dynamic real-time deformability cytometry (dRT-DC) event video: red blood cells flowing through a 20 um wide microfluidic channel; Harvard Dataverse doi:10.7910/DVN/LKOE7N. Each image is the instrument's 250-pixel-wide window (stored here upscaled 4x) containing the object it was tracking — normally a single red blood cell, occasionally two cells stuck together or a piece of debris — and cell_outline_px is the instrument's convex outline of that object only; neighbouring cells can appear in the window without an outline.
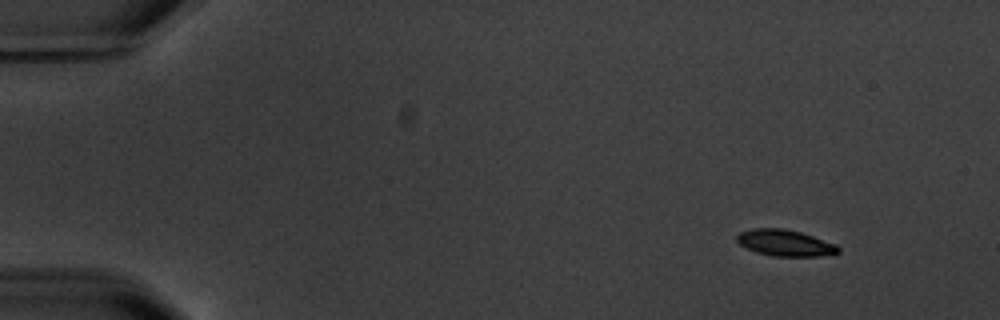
{"species": "common noctule bat (a hibernating species)", "species_latin": "Nyctalus noctula", "temperature_condition": "warm", "stored_images_in_passage": 4, "camera_frame_rate_fps": 3000, "um_per_image_px": 0.085, "animal": {"sex": "male", "body_mass_g": 20.1, "forearm_length_mm": 53.5}, "frame": {"image": 1, "passage_image": 1, "time_ms": 0.0, "image_size_px": [1000, 320], "cell_outline_px": [[840, 252], [820, 256], [772, 256], [756, 252], [740, 244], [736, 240], [736, 236], [740, 232], [752, 228], [784, 228], [800, 232], [836, 244], [840, 248]], "centroid_in_image_um": [66.72, 20.64], "position_along_channel_um": 18.3, "area_um2": 15.49}}
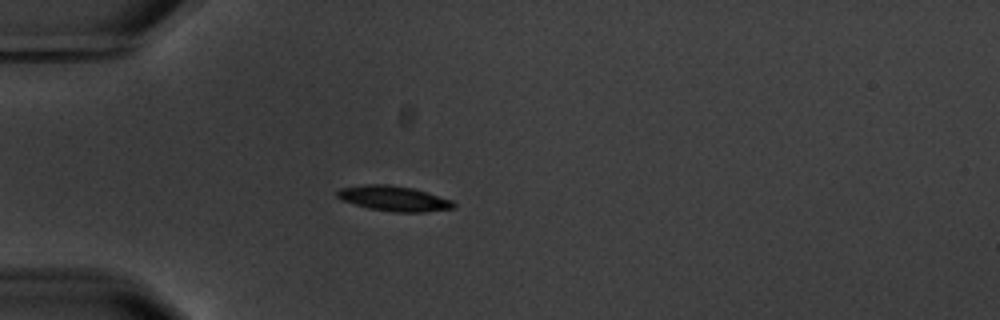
{"frame": {"image": 2, "passage_image": 4, "time_ms": 3.667, "image_size_px": [1000, 320], "cell_outline_px": [[456, 208], [424, 212], [392, 212], [368, 208], [340, 200], [336, 196], [336, 192], [340, 188], [368, 184], [388, 184], [412, 188], [452, 200], [456, 204]], "centroid_in_image_um": [33.46, 16.88], "position_along_channel_um": 51.5, "area_um2": 17.11}}